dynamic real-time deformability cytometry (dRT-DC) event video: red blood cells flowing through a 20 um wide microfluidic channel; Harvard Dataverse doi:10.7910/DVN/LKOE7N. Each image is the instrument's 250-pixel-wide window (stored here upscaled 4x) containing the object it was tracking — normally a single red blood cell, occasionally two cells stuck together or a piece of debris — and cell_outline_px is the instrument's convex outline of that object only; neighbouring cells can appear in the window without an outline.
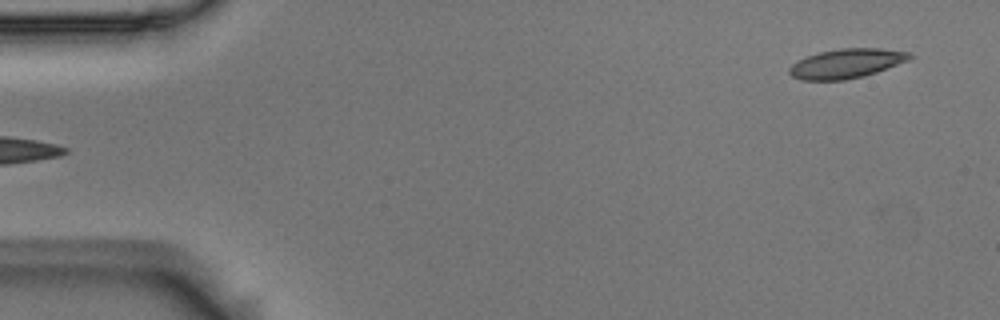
{"species": "Egyptian fruit bat (a non-hibernating species)", "species_latin": "Rousettus aegyptiacus", "temperature_condition": "room temperature", "stored_images_in_passage": 4, "segment_of_instrument_passage": [2, 2], "camera_frame_rate_fps": 3000, "um_per_image_px": 0.085, "animal": {"sex": "male"}, "frame": {"image": 1, "passage_image": 4, "time_ms": 1.0, "image_size_px": [1000, 320], "cell_outline_px": [[916, 56], [908, 60], [876, 72], [864, 76], [844, 80], [800, 80], [792, 76], [788, 72], [788, 68], [792, 64], [808, 56], [820, 52], [840, 48], [880, 48], [912, 52]], "centroid_in_image_um": [71.98, 5.39], "position_along_channel_um": 13.0, "area_um2": 20.63}}